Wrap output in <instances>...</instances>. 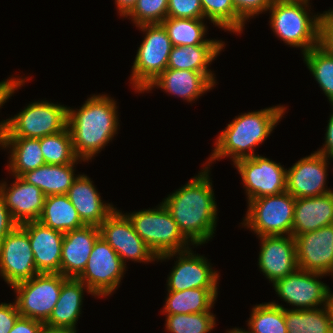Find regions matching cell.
Returning <instances> with one entry per match:
<instances>
[{
    "mask_svg": "<svg viewBox=\"0 0 333 333\" xmlns=\"http://www.w3.org/2000/svg\"><path fill=\"white\" fill-rule=\"evenodd\" d=\"M209 169L208 166L203 168L196 177L162 201L181 233L194 246L209 241L216 230L218 210Z\"/></svg>",
    "mask_w": 333,
    "mask_h": 333,
    "instance_id": "obj_1",
    "label": "cell"
},
{
    "mask_svg": "<svg viewBox=\"0 0 333 333\" xmlns=\"http://www.w3.org/2000/svg\"><path fill=\"white\" fill-rule=\"evenodd\" d=\"M117 113L116 101L105 94L92 95L79 110L68 108L67 126L78 159L91 160L112 141L119 125Z\"/></svg>",
    "mask_w": 333,
    "mask_h": 333,
    "instance_id": "obj_2",
    "label": "cell"
},
{
    "mask_svg": "<svg viewBox=\"0 0 333 333\" xmlns=\"http://www.w3.org/2000/svg\"><path fill=\"white\" fill-rule=\"evenodd\" d=\"M285 106H275L238 115L218 135L208 164L225 156L235 163L257 154L254 148L264 142L285 113Z\"/></svg>",
    "mask_w": 333,
    "mask_h": 333,
    "instance_id": "obj_3",
    "label": "cell"
},
{
    "mask_svg": "<svg viewBox=\"0 0 333 333\" xmlns=\"http://www.w3.org/2000/svg\"><path fill=\"white\" fill-rule=\"evenodd\" d=\"M308 5L309 0H274L268 8L276 36L292 47H300L303 54L318 46L320 14L310 16Z\"/></svg>",
    "mask_w": 333,
    "mask_h": 333,
    "instance_id": "obj_4",
    "label": "cell"
},
{
    "mask_svg": "<svg viewBox=\"0 0 333 333\" xmlns=\"http://www.w3.org/2000/svg\"><path fill=\"white\" fill-rule=\"evenodd\" d=\"M126 215L135 232L157 257L189 249L191 242L181 233L163 203L155 209L149 208Z\"/></svg>",
    "mask_w": 333,
    "mask_h": 333,
    "instance_id": "obj_5",
    "label": "cell"
},
{
    "mask_svg": "<svg viewBox=\"0 0 333 333\" xmlns=\"http://www.w3.org/2000/svg\"><path fill=\"white\" fill-rule=\"evenodd\" d=\"M137 27L146 33L138 47L130 83L136 91L142 93L167 68L173 45L162 24H144Z\"/></svg>",
    "mask_w": 333,
    "mask_h": 333,
    "instance_id": "obj_6",
    "label": "cell"
},
{
    "mask_svg": "<svg viewBox=\"0 0 333 333\" xmlns=\"http://www.w3.org/2000/svg\"><path fill=\"white\" fill-rule=\"evenodd\" d=\"M68 107L49 101L33 102L14 117L4 120L3 138L39 139L64 130Z\"/></svg>",
    "mask_w": 333,
    "mask_h": 333,
    "instance_id": "obj_7",
    "label": "cell"
},
{
    "mask_svg": "<svg viewBox=\"0 0 333 333\" xmlns=\"http://www.w3.org/2000/svg\"><path fill=\"white\" fill-rule=\"evenodd\" d=\"M295 200L287 191L250 200L242 225L258 237L291 235Z\"/></svg>",
    "mask_w": 333,
    "mask_h": 333,
    "instance_id": "obj_8",
    "label": "cell"
},
{
    "mask_svg": "<svg viewBox=\"0 0 333 333\" xmlns=\"http://www.w3.org/2000/svg\"><path fill=\"white\" fill-rule=\"evenodd\" d=\"M66 279L60 273H38L12 286L17 295L15 303L20 316L45 323L53 312Z\"/></svg>",
    "mask_w": 333,
    "mask_h": 333,
    "instance_id": "obj_9",
    "label": "cell"
},
{
    "mask_svg": "<svg viewBox=\"0 0 333 333\" xmlns=\"http://www.w3.org/2000/svg\"><path fill=\"white\" fill-rule=\"evenodd\" d=\"M125 267L116 251L100 236L84 271L77 278L89 288L93 296L106 297L118 288Z\"/></svg>",
    "mask_w": 333,
    "mask_h": 333,
    "instance_id": "obj_10",
    "label": "cell"
},
{
    "mask_svg": "<svg viewBox=\"0 0 333 333\" xmlns=\"http://www.w3.org/2000/svg\"><path fill=\"white\" fill-rule=\"evenodd\" d=\"M241 175L247 201L286 191L287 168L264 156L255 155L234 163Z\"/></svg>",
    "mask_w": 333,
    "mask_h": 333,
    "instance_id": "obj_11",
    "label": "cell"
},
{
    "mask_svg": "<svg viewBox=\"0 0 333 333\" xmlns=\"http://www.w3.org/2000/svg\"><path fill=\"white\" fill-rule=\"evenodd\" d=\"M100 236L116 251L126 266V260L152 262L158 257L135 232L126 214L115 209L99 226Z\"/></svg>",
    "mask_w": 333,
    "mask_h": 333,
    "instance_id": "obj_12",
    "label": "cell"
},
{
    "mask_svg": "<svg viewBox=\"0 0 333 333\" xmlns=\"http://www.w3.org/2000/svg\"><path fill=\"white\" fill-rule=\"evenodd\" d=\"M178 255V260L167 278V291H183L192 288H218L219 274L213 271L208 259L196 255L192 249L166 253L159 260L170 259ZM207 259V260H206ZM210 266V267H209Z\"/></svg>",
    "mask_w": 333,
    "mask_h": 333,
    "instance_id": "obj_13",
    "label": "cell"
},
{
    "mask_svg": "<svg viewBox=\"0 0 333 333\" xmlns=\"http://www.w3.org/2000/svg\"><path fill=\"white\" fill-rule=\"evenodd\" d=\"M36 274L28 234L18 225L0 243V275L12 287Z\"/></svg>",
    "mask_w": 333,
    "mask_h": 333,
    "instance_id": "obj_14",
    "label": "cell"
},
{
    "mask_svg": "<svg viewBox=\"0 0 333 333\" xmlns=\"http://www.w3.org/2000/svg\"><path fill=\"white\" fill-rule=\"evenodd\" d=\"M326 274L297 269L295 272L277 280L274 290L283 301L296 309H317L325 306L329 286L318 277ZM318 278V279H317Z\"/></svg>",
    "mask_w": 333,
    "mask_h": 333,
    "instance_id": "obj_15",
    "label": "cell"
},
{
    "mask_svg": "<svg viewBox=\"0 0 333 333\" xmlns=\"http://www.w3.org/2000/svg\"><path fill=\"white\" fill-rule=\"evenodd\" d=\"M327 160L328 157L317 151L298 160L287 170L286 191L295 199L332 192L327 186L325 188Z\"/></svg>",
    "mask_w": 333,
    "mask_h": 333,
    "instance_id": "obj_16",
    "label": "cell"
},
{
    "mask_svg": "<svg viewBox=\"0 0 333 333\" xmlns=\"http://www.w3.org/2000/svg\"><path fill=\"white\" fill-rule=\"evenodd\" d=\"M298 268L333 276V224L295 237Z\"/></svg>",
    "mask_w": 333,
    "mask_h": 333,
    "instance_id": "obj_17",
    "label": "cell"
},
{
    "mask_svg": "<svg viewBox=\"0 0 333 333\" xmlns=\"http://www.w3.org/2000/svg\"><path fill=\"white\" fill-rule=\"evenodd\" d=\"M258 266L273 284L298 269L296 242L292 235L261 236Z\"/></svg>",
    "mask_w": 333,
    "mask_h": 333,
    "instance_id": "obj_18",
    "label": "cell"
},
{
    "mask_svg": "<svg viewBox=\"0 0 333 333\" xmlns=\"http://www.w3.org/2000/svg\"><path fill=\"white\" fill-rule=\"evenodd\" d=\"M29 237L38 273H60L64 233L36 221L19 225Z\"/></svg>",
    "mask_w": 333,
    "mask_h": 333,
    "instance_id": "obj_19",
    "label": "cell"
},
{
    "mask_svg": "<svg viewBox=\"0 0 333 333\" xmlns=\"http://www.w3.org/2000/svg\"><path fill=\"white\" fill-rule=\"evenodd\" d=\"M15 181L10 187L4 181L0 183V195L10 211L12 218L20 225L39 219L45 201L40 188L27 183L21 177L14 176Z\"/></svg>",
    "mask_w": 333,
    "mask_h": 333,
    "instance_id": "obj_20",
    "label": "cell"
},
{
    "mask_svg": "<svg viewBox=\"0 0 333 333\" xmlns=\"http://www.w3.org/2000/svg\"><path fill=\"white\" fill-rule=\"evenodd\" d=\"M99 237V227L94 225H85L64 233L60 274L67 278H77L84 271L93 246Z\"/></svg>",
    "mask_w": 333,
    "mask_h": 333,
    "instance_id": "obj_21",
    "label": "cell"
},
{
    "mask_svg": "<svg viewBox=\"0 0 333 333\" xmlns=\"http://www.w3.org/2000/svg\"><path fill=\"white\" fill-rule=\"evenodd\" d=\"M214 74H202L191 70L166 68L144 91L161 88L166 93L173 94L192 102L216 84Z\"/></svg>",
    "mask_w": 333,
    "mask_h": 333,
    "instance_id": "obj_22",
    "label": "cell"
},
{
    "mask_svg": "<svg viewBox=\"0 0 333 333\" xmlns=\"http://www.w3.org/2000/svg\"><path fill=\"white\" fill-rule=\"evenodd\" d=\"M67 196L85 225L99 226L116 208L101 200L100 193L87 175H78Z\"/></svg>",
    "mask_w": 333,
    "mask_h": 333,
    "instance_id": "obj_23",
    "label": "cell"
},
{
    "mask_svg": "<svg viewBox=\"0 0 333 333\" xmlns=\"http://www.w3.org/2000/svg\"><path fill=\"white\" fill-rule=\"evenodd\" d=\"M333 224V191L295 200L291 235L296 236Z\"/></svg>",
    "mask_w": 333,
    "mask_h": 333,
    "instance_id": "obj_24",
    "label": "cell"
},
{
    "mask_svg": "<svg viewBox=\"0 0 333 333\" xmlns=\"http://www.w3.org/2000/svg\"><path fill=\"white\" fill-rule=\"evenodd\" d=\"M93 295L89 288L78 278H67L61 288V293L52 314L44 323L52 327H67L76 329V323L81 314L83 292Z\"/></svg>",
    "mask_w": 333,
    "mask_h": 333,
    "instance_id": "obj_25",
    "label": "cell"
},
{
    "mask_svg": "<svg viewBox=\"0 0 333 333\" xmlns=\"http://www.w3.org/2000/svg\"><path fill=\"white\" fill-rule=\"evenodd\" d=\"M76 162L65 165L44 164L35 170L24 173L21 178L29 184L41 189L45 196L67 194L74 180V167Z\"/></svg>",
    "mask_w": 333,
    "mask_h": 333,
    "instance_id": "obj_26",
    "label": "cell"
},
{
    "mask_svg": "<svg viewBox=\"0 0 333 333\" xmlns=\"http://www.w3.org/2000/svg\"><path fill=\"white\" fill-rule=\"evenodd\" d=\"M218 288H192L168 291L163 313L165 315L211 312Z\"/></svg>",
    "mask_w": 333,
    "mask_h": 333,
    "instance_id": "obj_27",
    "label": "cell"
},
{
    "mask_svg": "<svg viewBox=\"0 0 333 333\" xmlns=\"http://www.w3.org/2000/svg\"><path fill=\"white\" fill-rule=\"evenodd\" d=\"M224 45L173 46L167 68L214 74L209 64L220 54Z\"/></svg>",
    "mask_w": 333,
    "mask_h": 333,
    "instance_id": "obj_28",
    "label": "cell"
},
{
    "mask_svg": "<svg viewBox=\"0 0 333 333\" xmlns=\"http://www.w3.org/2000/svg\"><path fill=\"white\" fill-rule=\"evenodd\" d=\"M1 147L10 148V160L7 166L13 176L21 177L24 173L46 164L39 139L3 138Z\"/></svg>",
    "mask_w": 333,
    "mask_h": 333,
    "instance_id": "obj_29",
    "label": "cell"
},
{
    "mask_svg": "<svg viewBox=\"0 0 333 333\" xmlns=\"http://www.w3.org/2000/svg\"><path fill=\"white\" fill-rule=\"evenodd\" d=\"M38 221L62 233L85 226L67 194L46 196Z\"/></svg>",
    "mask_w": 333,
    "mask_h": 333,
    "instance_id": "obj_30",
    "label": "cell"
},
{
    "mask_svg": "<svg viewBox=\"0 0 333 333\" xmlns=\"http://www.w3.org/2000/svg\"><path fill=\"white\" fill-rule=\"evenodd\" d=\"M173 46L224 45L220 40L204 39L207 33L203 19L170 18L162 23Z\"/></svg>",
    "mask_w": 333,
    "mask_h": 333,
    "instance_id": "obj_31",
    "label": "cell"
},
{
    "mask_svg": "<svg viewBox=\"0 0 333 333\" xmlns=\"http://www.w3.org/2000/svg\"><path fill=\"white\" fill-rule=\"evenodd\" d=\"M288 333H333L326 307L317 309L284 308Z\"/></svg>",
    "mask_w": 333,
    "mask_h": 333,
    "instance_id": "obj_32",
    "label": "cell"
},
{
    "mask_svg": "<svg viewBox=\"0 0 333 333\" xmlns=\"http://www.w3.org/2000/svg\"><path fill=\"white\" fill-rule=\"evenodd\" d=\"M249 331L244 333H288L284 307L276 302L255 305L248 321Z\"/></svg>",
    "mask_w": 333,
    "mask_h": 333,
    "instance_id": "obj_33",
    "label": "cell"
},
{
    "mask_svg": "<svg viewBox=\"0 0 333 333\" xmlns=\"http://www.w3.org/2000/svg\"><path fill=\"white\" fill-rule=\"evenodd\" d=\"M39 142L46 164L65 165L74 163L78 159L68 126L58 133L39 138Z\"/></svg>",
    "mask_w": 333,
    "mask_h": 333,
    "instance_id": "obj_34",
    "label": "cell"
},
{
    "mask_svg": "<svg viewBox=\"0 0 333 333\" xmlns=\"http://www.w3.org/2000/svg\"><path fill=\"white\" fill-rule=\"evenodd\" d=\"M205 18L215 26L233 33H241L245 20L237 13L233 0H201Z\"/></svg>",
    "mask_w": 333,
    "mask_h": 333,
    "instance_id": "obj_35",
    "label": "cell"
},
{
    "mask_svg": "<svg viewBox=\"0 0 333 333\" xmlns=\"http://www.w3.org/2000/svg\"><path fill=\"white\" fill-rule=\"evenodd\" d=\"M304 62L320 88L333 104V55L324 52L320 47L311 48L303 54Z\"/></svg>",
    "mask_w": 333,
    "mask_h": 333,
    "instance_id": "obj_36",
    "label": "cell"
},
{
    "mask_svg": "<svg viewBox=\"0 0 333 333\" xmlns=\"http://www.w3.org/2000/svg\"><path fill=\"white\" fill-rule=\"evenodd\" d=\"M211 312L167 315L166 329L170 333H208L215 328Z\"/></svg>",
    "mask_w": 333,
    "mask_h": 333,
    "instance_id": "obj_37",
    "label": "cell"
},
{
    "mask_svg": "<svg viewBox=\"0 0 333 333\" xmlns=\"http://www.w3.org/2000/svg\"><path fill=\"white\" fill-rule=\"evenodd\" d=\"M168 0H137L124 16L131 17L136 27L144 24H161L167 17Z\"/></svg>",
    "mask_w": 333,
    "mask_h": 333,
    "instance_id": "obj_38",
    "label": "cell"
},
{
    "mask_svg": "<svg viewBox=\"0 0 333 333\" xmlns=\"http://www.w3.org/2000/svg\"><path fill=\"white\" fill-rule=\"evenodd\" d=\"M167 17L204 19L201 0H168Z\"/></svg>",
    "mask_w": 333,
    "mask_h": 333,
    "instance_id": "obj_39",
    "label": "cell"
},
{
    "mask_svg": "<svg viewBox=\"0 0 333 333\" xmlns=\"http://www.w3.org/2000/svg\"><path fill=\"white\" fill-rule=\"evenodd\" d=\"M318 47L333 55V14L329 10L320 14Z\"/></svg>",
    "mask_w": 333,
    "mask_h": 333,
    "instance_id": "obj_40",
    "label": "cell"
},
{
    "mask_svg": "<svg viewBox=\"0 0 333 333\" xmlns=\"http://www.w3.org/2000/svg\"><path fill=\"white\" fill-rule=\"evenodd\" d=\"M274 0H233L237 13L246 21L259 13L268 11Z\"/></svg>",
    "mask_w": 333,
    "mask_h": 333,
    "instance_id": "obj_41",
    "label": "cell"
},
{
    "mask_svg": "<svg viewBox=\"0 0 333 333\" xmlns=\"http://www.w3.org/2000/svg\"><path fill=\"white\" fill-rule=\"evenodd\" d=\"M20 317L16 303L0 304V333H9Z\"/></svg>",
    "mask_w": 333,
    "mask_h": 333,
    "instance_id": "obj_42",
    "label": "cell"
},
{
    "mask_svg": "<svg viewBox=\"0 0 333 333\" xmlns=\"http://www.w3.org/2000/svg\"><path fill=\"white\" fill-rule=\"evenodd\" d=\"M26 82L24 78H10L5 81L0 82V107L6 103L15 90ZM1 109V108H0ZM4 137V121L0 122V146Z\"/></svg>",
    "mask_w": 333,
    "mask_h": 333,
    "instance_id": "obj_43",
    "label": "cell"
},
{
    "mask_svg": "<svg viewBox=\"0 0 333 333\" xmlns=\"http://www.w3.org/2000/svg\"><path fill=\"white\" fill-rule=\"evenodd\" d=\"M19 224L12 218L10 211L0 195V243L4 237L12 232Z\"/></svg>",
    "mask_w": 333,
    "mask_h": 333,
    "instance_id": "obj_44",
    "label": "cell"
},
{
    "mask_svg": "<svg viewBox=\"0 0 333 333\" xmlns=\"http://www.w3.org/2000/svg\"><path fill=\"white\" fill-rule=\"evenodd\" d=\"M44 323L25 317H19L9 333H40Z\"/></svg>",
    "mask_w": 333,
    "mask_h": 333,
    "instance_id": "obj_45",
    "label": "cell"
},
{
    "mask_svg": "<svg viewBox=\"0 0 333 333\" xmlns=\"http://www.w3.org/2000/svg\"><path fill=\"white\" fill-rule=\"evenodd\" d=\"M333 109V104H331ZM325 144L317 152L333 160V111L328 120V126L325 133Z\"/></svg>",
    "mask_w": 333,
    "mask_h": 333,
    "instance_id": "obj_46",
    "label": "cell"
},
{
    "mask_svg": "<svg viewBox=\"0 0 333 333\" xmlns=\"http://www.w3.org/2000/svg\"><path fill=\"white\" fill-rule=\"evenodd\" d=\"M137 0H115L120 16H125L135 5Z\"/></svg>",
    "mask_w": 333,
    "mask_h": 333,
    "instance_id": "obj_47",
    "label": "cell"
},
{
    "mask_svg": "<svg viewBox=\"0 0 333 333\" xmlns=\"http://www.w3.org/2000/svg\"><path fill=\"white\" fill-rule=\"evenodd\" d=\"M77 331L67 327H52L44 324L40 333H76Z\"/></svg>",
    "mask_w": 333,
    "mask_h": 333,
    "instance_id": "obj_48",
    "label": "cell"
},
{
    "mask_svg": "<svg viewBox=\"0 0 333 333\" xmlns=\"http://www.w3.org/2000/svg\"><path fill=\"white\" fill-rule=\"evenodd\" d=\"M325 307L329 315V319L333 326V293L331 294L330 288H328L326 295Z\"/></svg>",
    "mask_w": 333,
    "mask_h": 333,
    "instance_id": "obj_49",
    "label": "cell"
},
{
    "mask_svg": "<svg viewBox=\"0 0 333 333\" xmlns=\"http://www.w3.org/2000/svg\"><path fill=\"white\" fill-rule=\"evenodd\" d=\"M227 333H244V332L239 328H233L232 330L227 331Z\"/></svg>",
    "mask_w": 333,
    "mask_h": 333,
    "instance_id": "obj_50",
    "label": "cell"
}]
</instances>
